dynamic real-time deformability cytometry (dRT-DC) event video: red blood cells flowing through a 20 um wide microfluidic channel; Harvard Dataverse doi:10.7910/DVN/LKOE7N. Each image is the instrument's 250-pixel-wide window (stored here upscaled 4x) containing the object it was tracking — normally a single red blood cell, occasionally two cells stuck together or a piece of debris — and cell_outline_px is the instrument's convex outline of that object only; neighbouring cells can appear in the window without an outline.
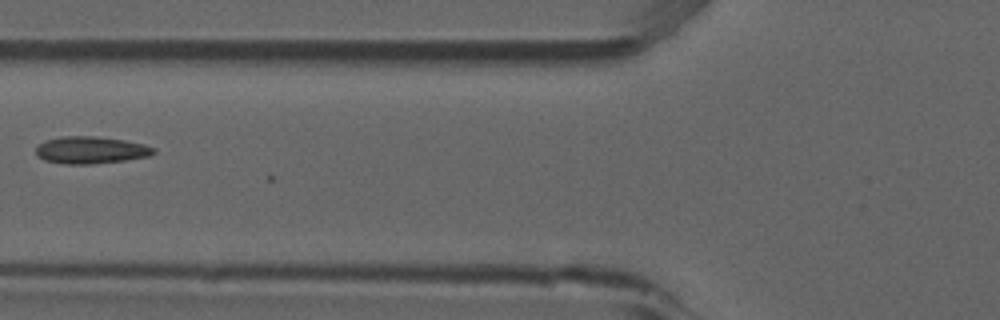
{"species": "common noctule bat (a hibernating species)", "species_latin": "Nyctalus noctula", "temperature_condition": "room temperature", "stored_images_in_passage": 6, "camera_frame_rate_fps": 3000, "um_per_image_px": 0.085, "animal": {"sex": "male", "forearm_length_mm": 52.5}, "frame": {"image": 1, "passage_image": 6, "time_ms": 1.667, "image_size_px": [1000, 320], "cell_outline_px": [[156, 152], [152, 156], [124, 160], [92, 164], [64, 164], [44, 160], [36, 156], [36, 148], [44, 140], [60, 136], [92, 136], [124, 140], [144, 144], [156, 148]], "centroid_in_image_um": [7.72, 12.76], "position_along_channel_um": 118.1, "area_um2": 18.79}}